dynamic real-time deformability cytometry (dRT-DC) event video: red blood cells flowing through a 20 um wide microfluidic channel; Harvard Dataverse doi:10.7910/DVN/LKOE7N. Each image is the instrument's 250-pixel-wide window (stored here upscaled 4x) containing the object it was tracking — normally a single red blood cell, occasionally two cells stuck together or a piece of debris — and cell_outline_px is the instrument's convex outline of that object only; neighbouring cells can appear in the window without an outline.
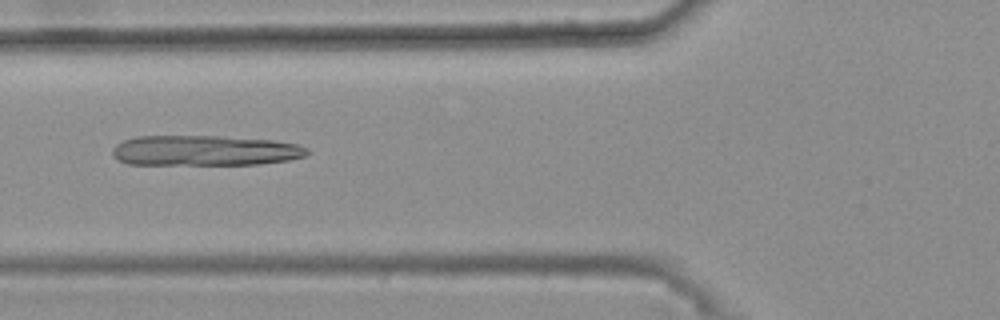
{"species": "common noctule bat (a hibernating species)", "species_latin": "Nyctalus noctula", "temperature_condition": "warm", "stored_images_in_passage": 49, "camera_frame_rate_fps": 3000, "um_per_image_px": 0.085, "animal": {"sex": "female", "body_mass_g": 25.1}, "frame": {"image": 1, "passage_image": 21, "time_ms": 6.667, "image_size_px": [1000, 320], "cell_outline_px": [[312, 152], [304, 156], [288, 160], [256, 164], [128, 164], [112, 156], [112, 148], [116, 144], [124, 140], [136, 136], [220, 136], [272, 140], [296, 144], [308, 148]], "centroid_in_image_um": [17.4, 12.79], "position_along_channel_um": 108.4, "area_um2": 34.39}}
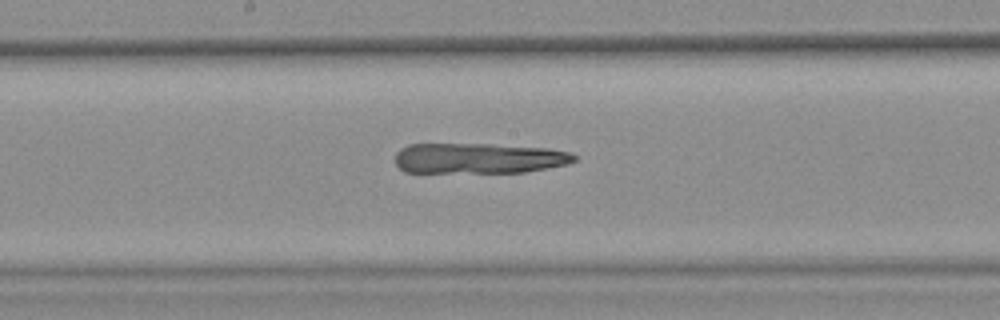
{"frame": {"image": 2, "passage_image": 29, "time_ms": 9.333, "image_size_px": [1000, 320], "cell_outline_px": [[576, 160], [568, 164], [524, 172], [404, 172], [396, 164], [396, 152], [400, 148], [408, 144], [488, 144], [548, 148], [572, 152], [576, 156]], "centroid_in_image_um": [40.69, 13.45], "position_along_channel_um": 207.5, "area_um2": 31.85}}
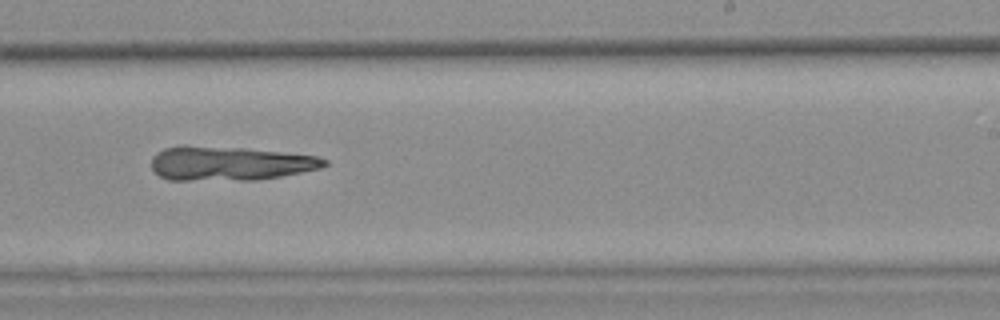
{"frame": {"image": 3, "passage_image": 34, "time_ms": 11.0, "image_size_px": [1000, 320], "cell_outline_px": [[328, 164], [320, 168], [280, 176], [256, 180], [168, 180], [160, 176], [152, 168], [152, 156], [156, 152], [164, 148], [184, 144], [244, 148], [316, 156], [328, 160]], "centroid_in_image_um": [19.46, 13.88], "position_along_channel_um": 269.5, "area_um2": 34.56}}